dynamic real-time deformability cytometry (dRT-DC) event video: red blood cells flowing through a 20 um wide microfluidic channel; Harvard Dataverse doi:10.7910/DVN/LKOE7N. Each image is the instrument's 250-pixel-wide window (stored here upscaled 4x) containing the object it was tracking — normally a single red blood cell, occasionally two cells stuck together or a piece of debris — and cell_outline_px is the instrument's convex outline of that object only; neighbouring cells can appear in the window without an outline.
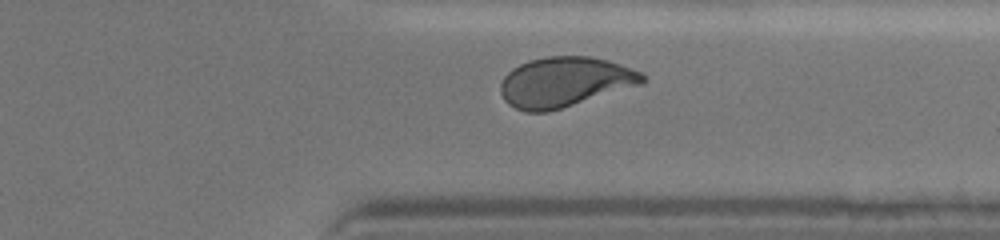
{"species": "human", "species_latin": "Homo sapiens", "temperature_condition": "cold", "stored_images_in_passage": 30, "camera_frame_rate_fps": 3000, "um_per_image_px": 0.085, "donor": {"sex": "female"}, "frame": {"image": 1, "passage_image": 26, "time_ms": 8.333, "image_size_px": [1000, 240], "cell_outline_px": [[648, 76], [640, 84], [548, 112], [524, 112], [508, 104], [504, 100], [500, 92], [500, 84], [504, 76], [512, 68], [528, 60], [548, 56], [592, 56], [608, 60], [620, 64], [640, 72]], "centroid_in_image_um": [47.96, 6.96], "position_along_channel_um": 363.4, "area_um2": 41.15}, "authors_computed_cell_mechanics": {"area_um2": 41.5293, "velocity_mm_per_s": 3.6228, "shape_relaxation_time_tau1_ms": 5.8573, "shape_relaxation_time_tau2_ms": 0.9412, "deformation_change_tau1": 0.1741, "deformation_change_tau2": 0.0529}}